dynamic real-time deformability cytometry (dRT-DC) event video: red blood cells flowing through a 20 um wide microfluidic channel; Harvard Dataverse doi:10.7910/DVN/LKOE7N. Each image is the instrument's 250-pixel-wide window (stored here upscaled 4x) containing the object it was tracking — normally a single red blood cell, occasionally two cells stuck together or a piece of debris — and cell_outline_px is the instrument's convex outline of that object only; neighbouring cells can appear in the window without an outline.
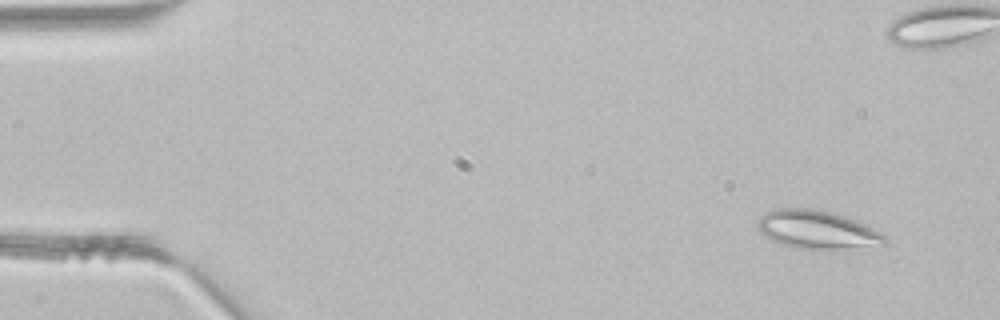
{"species": "common noctule bat (a hibernating species)", "species_latin": "Nyctalus noctula", "temperature_condition": "room temperature", "stored_images_in_passage": 3, "camera_frame_rate_fps": 3000, "um_per_image_px": 0.085, "animal": {"sex": "male", "body_mass_g": 21.5, "forearm_length_mm": 52.0}, "frame": {"image": 1, "passage_image": 1, "time_ms": 0.0, "image_size_px": [1000, 320], "cell_outline_px": [[884, 244], [844, 248], [800, 248], [780, 244], [764, 236], [756, 228], [756, 220], [764, 212], [772, 208], [812, 208], [836, 212], [856, 220], [880, 232], [884, 236]], "centroid_in_image_um": [69.34, 19.47], "position_along_channel_um": 15.7, "area_um2": 28.32}}